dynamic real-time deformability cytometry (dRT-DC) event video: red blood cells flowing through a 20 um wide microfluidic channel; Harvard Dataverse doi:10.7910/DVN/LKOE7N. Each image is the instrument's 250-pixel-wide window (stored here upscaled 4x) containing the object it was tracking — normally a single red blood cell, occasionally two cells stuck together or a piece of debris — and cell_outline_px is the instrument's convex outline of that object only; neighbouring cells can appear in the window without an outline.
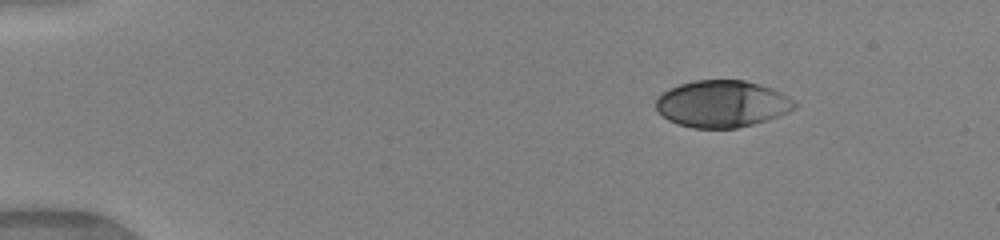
{"species": "human", "species_latin": "Homo sapiens", "temperature_condition": "warm", "stored_images_in_passage": 43, "camera_frame_rate_fps": 3000, "um_per_image_px": 0.085, "donor": {"sex": "female"}, "frame": {"image": 1, "passage_image": 1, "time_ms": 0.0, "image_size_px": [1000, 240], "cell_outline_px": [[796, 108], [788, 112], [752, 124], [736, 128], [692, 128], [676, 124], [668, 120], [656, 108], [656, 100], [668, 88], [680, 84], [696, 80], [744, 80], [760, 84], [772, 88], [788, 96], [796, 104]], "centroid_in_image_um": [61.36, 8.82], "position_along_channel_um": 23.6, "area_um2": 37.63}}
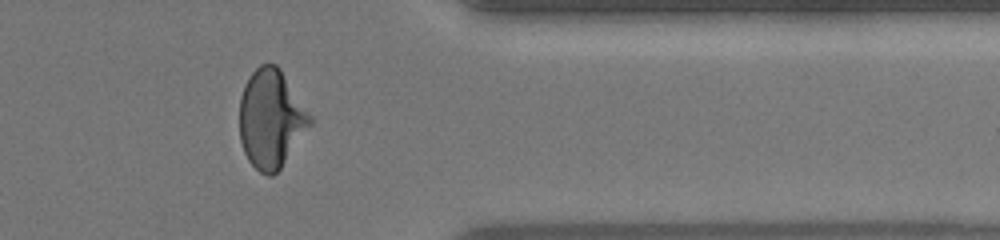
{"frame": {"image": 2, "passage_image": 35, "time_ms": 11.333, "image_size_px": [1000, 240], "cell_outline_px": [[312, 124], [280, 168], [272, 176], [268, 176], [260, 172], [248, 160], [244, 152], [240, 140], [240, 96], [244, 84], [252, 72], [260, 64], [276, 64], [280, 68], [312, 116]], "centroid_in_image_um": [23.03, 10.09], "position_along_channel_um": 388.4, "area_um2": 40.34}}
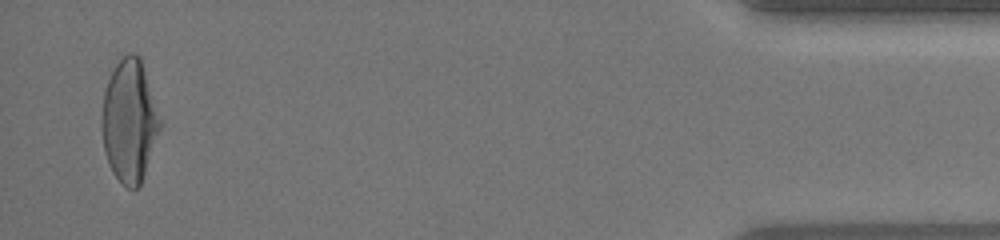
{"frame": {"image": 3, "passage_image": 42, "time_ms": 13.667, "image_size_px": [1000, 240], "cell_outline_px": [[160, 128], [140, 184], [136, 188], [128, 188], [112, 172], [104, 152], [100, 128], [100, 120], [104, 92], [108, 80], [116, 64], [128, 52], [132, 52], [140, 56], [160, 120]], "centroid_in_image_um": [10.95, 10.26], "position_along_channel_um": 424.2, "area_um2": 40.92}, "authors_computed_cell_mechanics": {"area_um2": 39.1306, "velocity_mm_per_s": 4.1438, "shape_relaxation_time_tau1_ms": 6.1328, "shape_relaxation_time_tau2_ms": 0.7868, "deformation_change_tau1": 0.2345, "deformation_change_tau2": 0.0558}}